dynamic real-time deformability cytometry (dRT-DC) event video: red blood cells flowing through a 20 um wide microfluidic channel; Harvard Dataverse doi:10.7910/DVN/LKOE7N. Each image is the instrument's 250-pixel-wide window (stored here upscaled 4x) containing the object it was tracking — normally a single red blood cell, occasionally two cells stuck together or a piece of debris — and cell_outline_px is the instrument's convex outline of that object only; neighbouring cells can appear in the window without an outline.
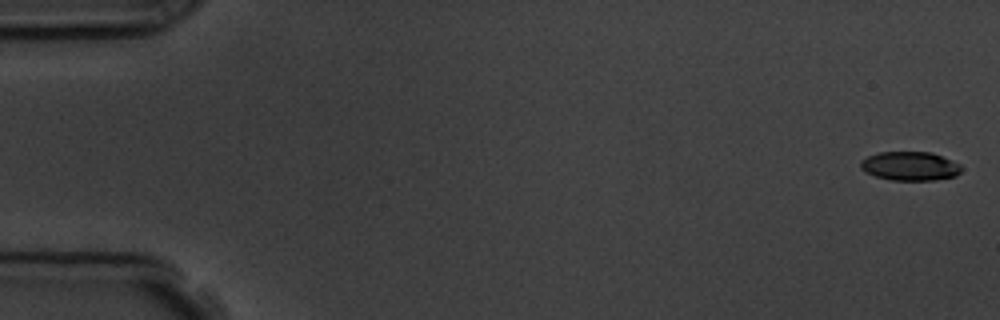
{"species": "common noctule bat (a hibernating species)", "species_latin": "Nyctalus noctula", "temperature_condition": "room temperature", "stored_images_in_passage": 6, "camera_frame_rate_fps": 3000, "um_per_image_px": 0.085, "animal": {"sex": "male", "body_mass_g": 19.5, "forearm_length_mm": 54.6}, "frame": {"image": 1, "passage_image": 1, "time_ms": 0.0, "image_size_px": [1000, 320], "cell_outline_px": [[960, 172], [956, 176], [936, 180], [892, 180], [876, 176], [864, 172], [860, 168], [860, 160], [868, 156], [880, 152], [932, 152], [952, 160], [960, 164]], "centroid_in_image_um": [77.34, 14.11], "position_along_channel_um": 7.7, "area_um2": 17.05}}
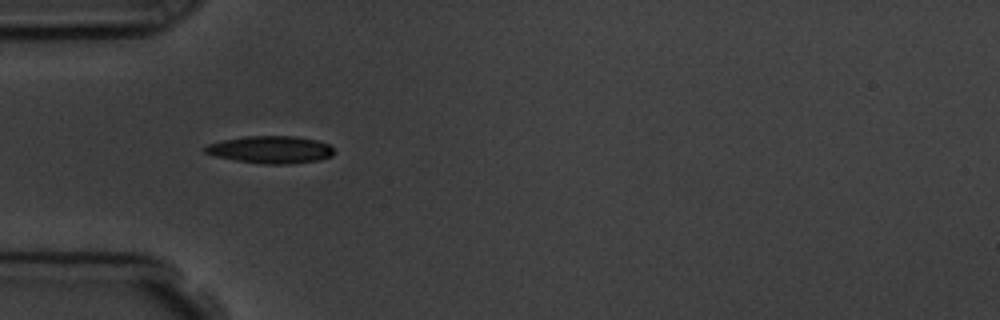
{"frame": {"image": 2, "passage_image": 5, "time_ms": 5.333, "image_size_px": [1000, 320], "cell_outline_px": [[336, 152], [332, 156], [320, 160], [288, 164], [264, 164], [236, 160], [216, 156], [204, 152], [204, 148], [208, 144], [224, 140], [244, 136], [296, 136], [316, 140], [328, 144]], "centroid_in_image_um": [23.04, 12.72], "position_along_channel_um": 62.0, "area_um2": 20.52}}